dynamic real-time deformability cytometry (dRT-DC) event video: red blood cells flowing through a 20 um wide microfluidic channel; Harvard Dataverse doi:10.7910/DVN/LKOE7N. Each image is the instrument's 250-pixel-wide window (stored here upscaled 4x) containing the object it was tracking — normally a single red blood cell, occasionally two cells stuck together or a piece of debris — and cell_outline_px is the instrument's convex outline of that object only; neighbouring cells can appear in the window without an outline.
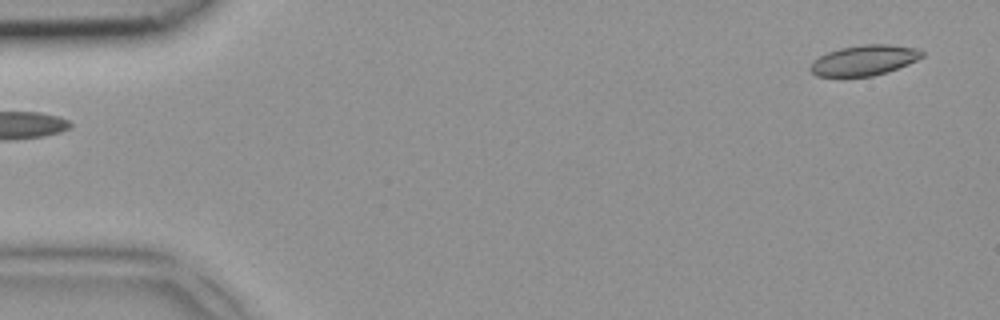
{"species": "common noctule bat (a hibernating species)", "species_latin": "Nyctalus noctula", "temperature_condition": "room temperature", "stored_images_in_passage": 4, "segment_of_instrument_passage": [2, 2], "camera_frame_rate_fps": 3000, "um_per_image_px": 0.085, "animal": {"sex": "female", "body_mass_g": 18.4}, "frame": {"image": 1, "passage_image": 4, "time_ms": 1.0, "image_size_px": [1000, 320], "cell_outline_px": [[924, 56], [908, 64], [888, 72], [872, 76], [840, 80], [816, 76], [808, 68], [812, 60], [828, 52], [840, 48], [864, 44], [888, 44], [920, 48], [924, 52]], "centroid_in_image_um": [73.4, 5.17], "position_along_channel_um": 11.6, "area_um2": 20.69}}